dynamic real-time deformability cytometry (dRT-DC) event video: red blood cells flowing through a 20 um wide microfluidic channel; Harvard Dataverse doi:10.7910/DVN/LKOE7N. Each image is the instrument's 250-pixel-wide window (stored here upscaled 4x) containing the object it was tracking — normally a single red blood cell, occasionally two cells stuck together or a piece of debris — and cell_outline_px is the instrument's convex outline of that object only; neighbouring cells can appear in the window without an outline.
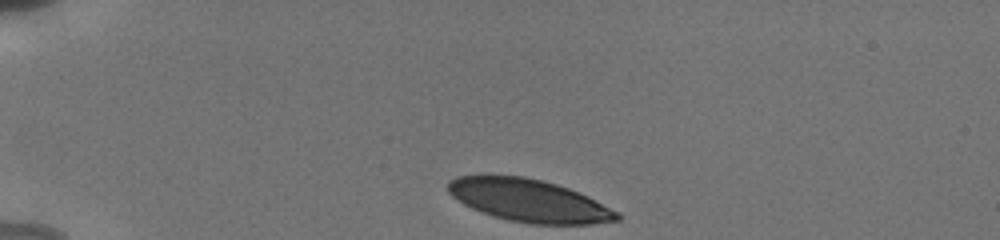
{"species": "human", "species_latin": "Homo sapiens", "temperature_condition": "cold", "stored_images_in_passage": 9, "camera_frame_rate_fps": 3000, "um_per_image_px": 0.085, "donor": {"sex": "male"}, "frame": {"image": 1, "passage_image": 1, "time_ms": 0.0, "image_size_px": [1000, 240], "cell_outline_px": [[620, 220], [592, 224], [528, 224], [508, 220], [492, 216], [472, 208], [464, 204], [452, 196], [448, 192], [448, 180], [456, 176], [524, 176], [556, 184], [580, 192], [620, 212]], "centroid_in_image_um": [44.99, 17.06], "position_along_channel_um": 40.0, "area_um2": 41.91}}